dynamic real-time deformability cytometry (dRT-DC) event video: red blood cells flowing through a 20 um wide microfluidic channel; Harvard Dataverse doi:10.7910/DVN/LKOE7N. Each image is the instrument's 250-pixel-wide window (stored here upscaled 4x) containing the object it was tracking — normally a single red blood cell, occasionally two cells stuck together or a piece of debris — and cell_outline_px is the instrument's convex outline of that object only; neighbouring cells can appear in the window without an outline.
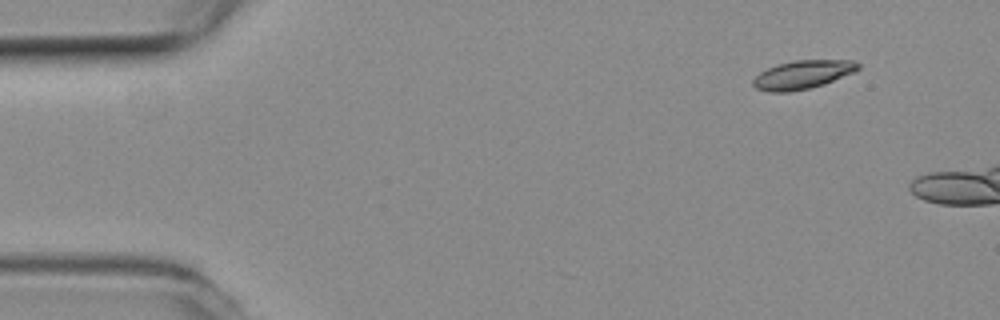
{"species": "common noctule bat (a hibernating species)", "species_latin": "Nyctalus noctula", "temperature_condition": "room temperature", "stored_images_in_passage": 3, "camera_frame_rate_fps": 3000, "um_per_image_px": 0.085, "animal": {"sex": "female", "body_mass_g": 19.3, "forearm_length_mm": 54.1}, "frame": {"image": 1, "passage_image": 1, "time_ms": 0.0, "image_size_px": [1000, 320], "cell_outline_px": [[860, 68], [852, 72], [824, 84], [808, 88], [788, 92], [768, 92], [756, 88], [752, 84], [752, 80], [760, 72], [776, 64], [796, 60], [852, 60], [860, 64]], "centroid_in_image_um": [68.19, 6.34], "position_along_channel_um": 16.8, "area_um2": 17.28}}